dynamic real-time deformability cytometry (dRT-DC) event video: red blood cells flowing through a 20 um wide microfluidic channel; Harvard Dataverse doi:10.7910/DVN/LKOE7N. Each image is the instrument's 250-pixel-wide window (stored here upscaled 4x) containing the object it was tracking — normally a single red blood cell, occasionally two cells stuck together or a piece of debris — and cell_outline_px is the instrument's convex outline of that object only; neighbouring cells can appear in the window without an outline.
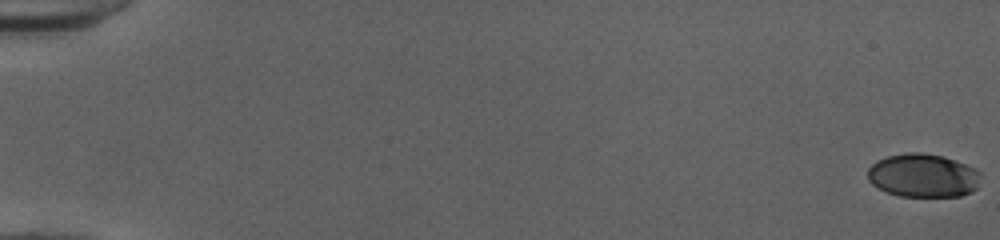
{"species": "human", "species_latin": "Homo sapiens", "temperature_condition": "cold", "stored_images_in_passage": 53, "camera_frame_rate_fps": 3000, "um_per_image_px": 0.085, "donor": {"sex": "female"}, "frame": {"image": 1, "passage_image": 1, "time_ms": 0.0, "image_size_px": [1000, 240], "cell_outline_px": [[980, 172], [976, 188], [972, 192], [960, 196], [900, 196], [888, 192], [872, 184], [868, 180], [868, 168], [876, 160], [888, 156], [908, 152], [920, 152], [944, 156], [976, 168]], "centroid_in_image_um": [78.46, 14.91], "position_along_channel_um": 6.5, "area_um2": 28.61}}
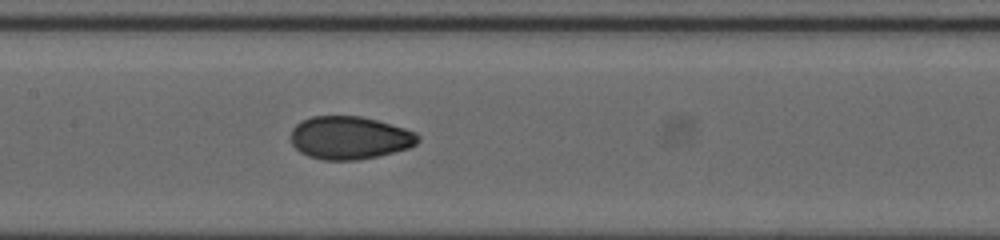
{"frame": {"image": 2, "passage_image": 28, "time_ms": 9.0, "image_size_px": [1000, 240], "cell_outline_px": [[420, 140], [416, 144], [408, 148], [376, 156], [356, 160], [324, 160], [308, 156], [300, 152], [292, 144], [292, 128], [300, 120], [312, 116], [360, 116], [376, 120], [404, 128], [416, 132], [420, 136]], "centroid_in_image_um": [29.71, 11.7], "position_along_channel_um": 177.7, "area_um2": 31.73}}
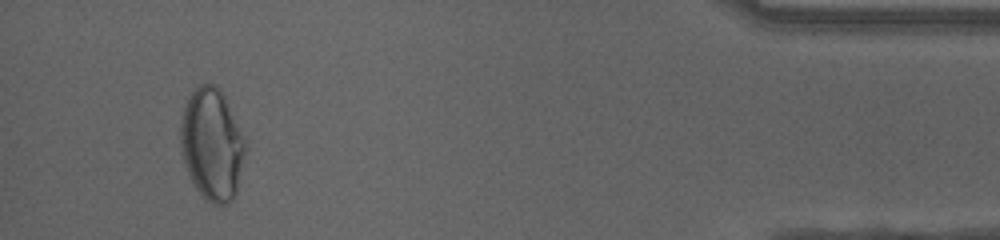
{"frame": {"image": 3, "passage_image": 50, "time_ms": 16.333, "image_size_px": [1000, 240], "cell_outline_px": [[248, 148], [236, 192], [232, 200], [228, 204], [212, 204], [204, 200], [196, 188], [188, 172], [180, 152], [180, 124], [184, 108], [188, 96], [200, 84], [212, 84], [224, 96]], "centroid_in_image_um": [18.01, 12.32], "position_along_channel_um": 417.2, "area_um2": 42.14}, "authors_computed_cell_mechanics": {"area_um2": 31.1542, "velocity_mm_per_s": 4.0602, "shape_relaxation_time_tau1_ms": 5.6092, "shape_relaxation_time_tau2_ms": 1.1579, "deformation_change_tau1": 0.1932, "deformation_change_tau2": 0.0443}}